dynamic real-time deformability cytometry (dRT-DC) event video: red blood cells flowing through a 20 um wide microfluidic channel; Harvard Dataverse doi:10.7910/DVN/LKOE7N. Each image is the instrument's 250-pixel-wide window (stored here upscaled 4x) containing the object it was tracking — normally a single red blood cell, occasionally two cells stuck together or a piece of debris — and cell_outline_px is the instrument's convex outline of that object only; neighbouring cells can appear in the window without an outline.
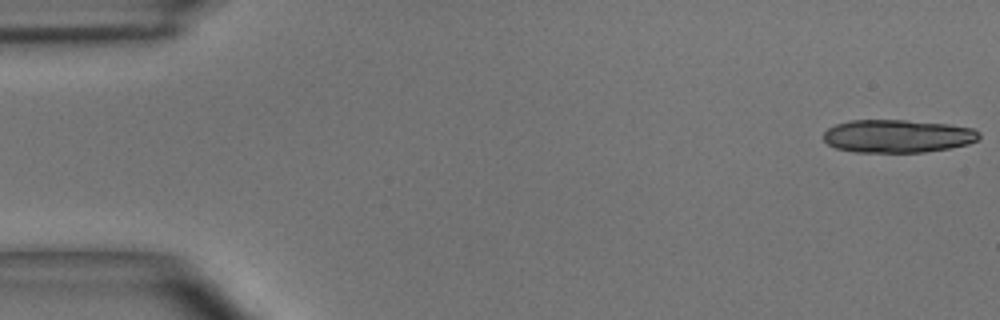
{"species": "common noctule bat (a hibernating species)", "species_latin": "Nyctalus noctula", "temperature_condition": "room temperature", "stored_images_in_passage": 49, "camera_frame_rate_fps": 3000, "um_per_image_px": 0.085, "animal": {"sex": "male", "body_mass_g": 15.6}, "frame": {"image": 1, "passage_image": 1, "time_ms": 0.0, "image_size_px": [1000, 320], "cell_outline_px": [[980, 136], [976, 140], [968, 144], [948, 148], [924, 152], [856, 152], [836, 148], [828, 144], [824, 140], [824, 132], [828, 128], [836, 124], [852, 120], [904, 120], [948, 124], [972, 128], [980, 132]], "centroid_in_image_um": [76.29, 11.57], "position_along_channel_um": 8.7, "area_um2": 29.82}}
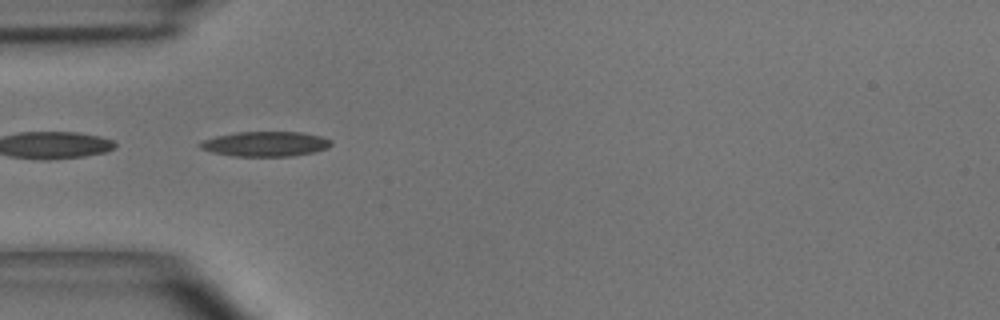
{"frame": {"image": 2, "passage_image": 15, "time_ms": 4.667, "image_size_px": [1000, 320], "cell_outline_px": [[332, 144], [328, 148], [316, 152], [292, 156], [236, 156], [212, 152], [200, 148], [196, 144], [204, 140], [216, 136], [236, 132], [300, 132], [320, 136], [332, 140]], "centroid_in_image_um": [22.58, 12.23], "position_along_channel_um": 62.4, "area_um2": 19.07}}
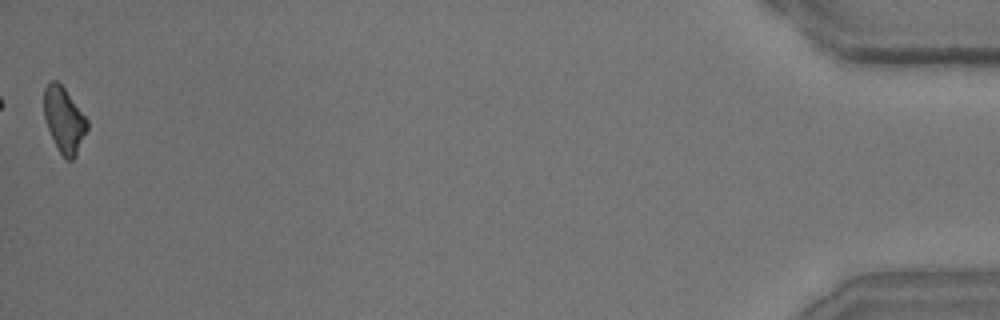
{"frame": {"image": 3, "passage_image": 49, "time_ms": 16.0, "image_size_px": [1000, 320], "cell_outline_px": [[88, 128], [76, 156], [72, 160], [68, 160], [60, 152], [48, 128], [44, 116], [44, 88], [52, 80], [56, 80], [64, 88], [88, 120]], "centroid_in_image_um": [5.46, 10.18], "position_along_channel_um": 429.7, "area_um2": 16.13}, "authors_computed_cell_mechanics": {"area_um2": 17.9758, "velocity_mm_per_s": 4.072, "shape_relaxation_time_tau1_ms": 4.6031, "shape_relaxation_time_tau2_ms": 10.0236, "deformation_change_tau1": 0.1511, "deformation_change_tau2": 0.2138}}